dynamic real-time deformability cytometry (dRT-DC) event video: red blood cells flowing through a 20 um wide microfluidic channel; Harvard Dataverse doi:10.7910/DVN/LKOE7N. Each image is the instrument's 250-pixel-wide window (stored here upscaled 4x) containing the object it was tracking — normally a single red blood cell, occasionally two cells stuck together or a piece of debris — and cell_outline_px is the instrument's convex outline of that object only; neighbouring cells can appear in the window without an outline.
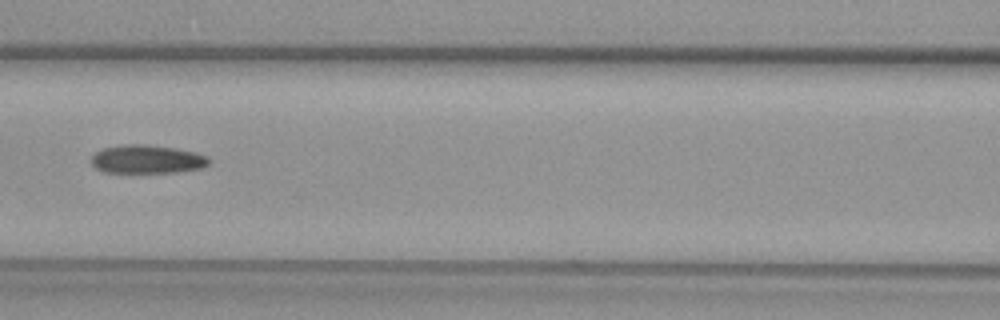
{"species": "common noctule bat (a hibernating species)", "species_latin": "Nyctalus noctula", "temperature_condition": "warm", "stored_images_in_passage": 6, "camera_frame_rate_fps": 3000, "um_per_image_px": 0.085, "animal": {"sex": "female", "body_mass_g": 29.2, "forearm_length_mm": 56.3}, "frame": {"image": 1, "passage_image": 6, "time_ms": 1.667, "image_size_px": [1000, 320], "cell_outline_px": [[212, 160], [208, 164], [200, 168], [176, 172], [104, 172], [96, 168], [92, 164], [92, 156], [96, 152], [104, 148], [124, 144], [148, 144], [176, 148], [196, 152], [208, 156]], "centroid_in_image_um": [12.53, 13.52], "position_along_channel_um": 154.1, "area_um2": 19.54}}